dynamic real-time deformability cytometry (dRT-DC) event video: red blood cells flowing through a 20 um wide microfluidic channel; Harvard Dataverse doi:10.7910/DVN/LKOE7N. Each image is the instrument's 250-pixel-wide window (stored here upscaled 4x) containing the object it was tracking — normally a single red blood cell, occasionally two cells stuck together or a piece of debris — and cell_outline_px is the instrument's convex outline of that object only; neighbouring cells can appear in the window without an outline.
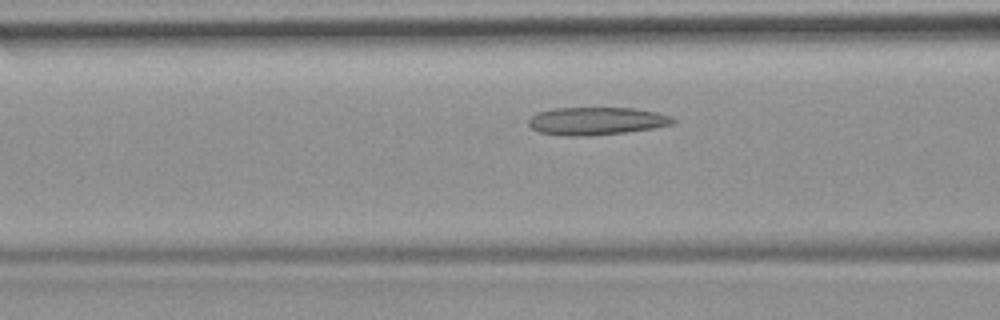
{"species": "common noctule bat (a hibernating species)", "species_latin": "Nyctalus noctula", "temperature_condition": "room temperature", "stored_images_in_passage": 22, "camera_frame_rate_fps": 3000, "um_per_image_px": 0.085, "animal": {"sex": "female", "body_mass_g": 19.9}, "frame": {"image": 1, "passage_image": 10, "time_ms": 3.0, "image_size_px": [1000, 320], "cell_outline_px": [[676, 120], [672, 124], [652, 128], [624, 132], [592, 136], [564, 136], [540, 132], [532, 128], [528, 124], [528, 120], [536, 112], [556, 108], [636, 108], [656, 112], [668, 116]], "centroid_in_image_um": [50.66, 10.29], "position_along_channel_um": 115.9, "area_um2": 23.29}}
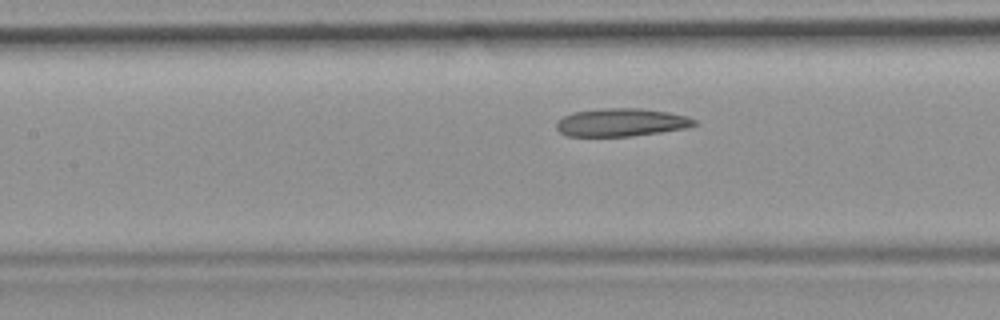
{"frame": {"image": 2, "passage_image": 13, "time_ms": 4.0, "image_size_px": [1000, 320], "cell_outline_px": [[700, 124], [684, 128], [660, 132], [632, 136], [568, 136], [560, 132], [556, 128], [556, 124], [564, 116], [572, 112], [604, 108], [644, 108], [668, 112], [688, 116], [696, 120]], "centroid_in_image_um": [52.84, 10.4], "position_along_channel_um": 154.6, "area_um2": 22.54}}